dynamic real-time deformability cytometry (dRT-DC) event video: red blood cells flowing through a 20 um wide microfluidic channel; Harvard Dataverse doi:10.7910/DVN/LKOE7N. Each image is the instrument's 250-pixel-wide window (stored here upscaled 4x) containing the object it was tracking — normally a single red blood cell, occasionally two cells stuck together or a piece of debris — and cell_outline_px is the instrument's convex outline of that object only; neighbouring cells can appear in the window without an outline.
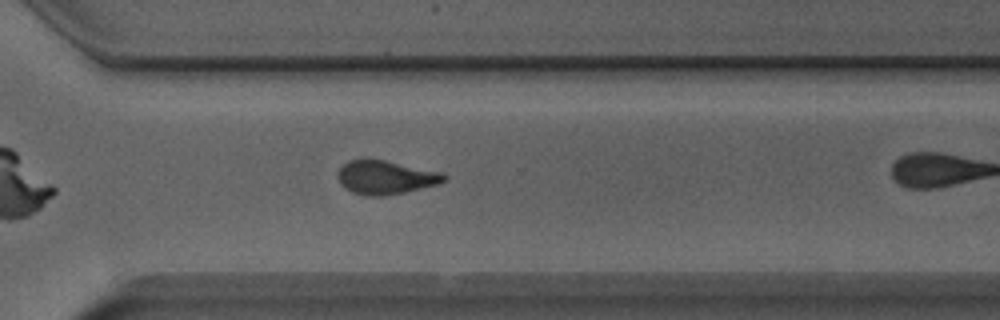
{"species": "Egyptian fruit bat (a non-hibernating species)", "species_latin": "Rousettus aegyptiacus", "temperature_condition": "room temperature", "stored_images_in_passage": 32, "camera_frame_rate_fps": 3000, "um_per_image_px": 0.085, "animal": {"sex": "male"}, "frame": {"image": 1, "passage_image": 28, "time_ms": 9.0, "image_size_px": [1000, 320], "cell_outline_px": [[448, 176], [444, 180], [436, 184], [404, 192], [380, 196], [364, 196], [352, 192], [344, 188], [340, 184], [336, 176], [336, 172], [348, 160], [384, 160], [440, 172]], "centroid_in_image_um": [32.7, 15.09], "position_along_channel_um": 337.9, "area_um2": 20.58}}